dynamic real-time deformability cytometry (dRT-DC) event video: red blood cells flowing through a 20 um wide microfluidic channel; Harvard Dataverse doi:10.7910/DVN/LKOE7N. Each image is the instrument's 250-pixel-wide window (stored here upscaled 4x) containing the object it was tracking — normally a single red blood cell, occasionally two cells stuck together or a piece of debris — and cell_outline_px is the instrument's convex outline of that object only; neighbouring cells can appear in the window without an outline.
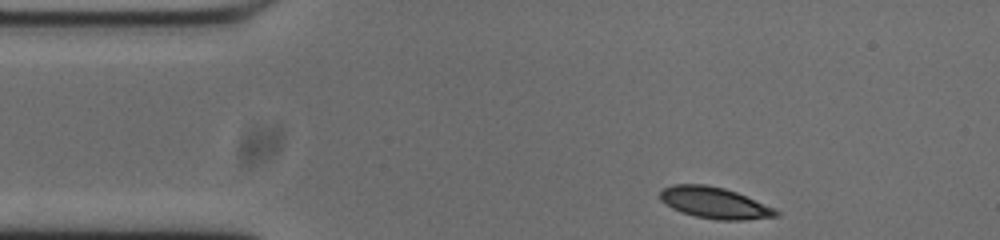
{"species": "common noctule bat (a hibernating species)", "species_latin": "Nyctalus noctula", "temperature_condition": "cold", "stored_images_in_passage": 47, "camera_frame_rate_fps": 3000, "um_per_image_px": 0.085, "animal": {"sex": "male", "body_mass_g": 20.0, "forearm_length_mm": 53.3}, "frame": {"image": 1, "passage_image": 1, "time_ms": 0.0, "image_size_px": [1000, 240], "cell_outline_px": [[780, 216], [740, 220], [716, 220], [696, 216], [680, 212], [664, 204], [660, 200], [660, 192], [664, 188], [672, 184], [704, 184], [724, 188], [736, 192], [776, 208], [780, 212]], "centroid_in_image_um": [60.74, 17.24], "position_along_channel_um": 24.3, "area_um2": 21.27}}
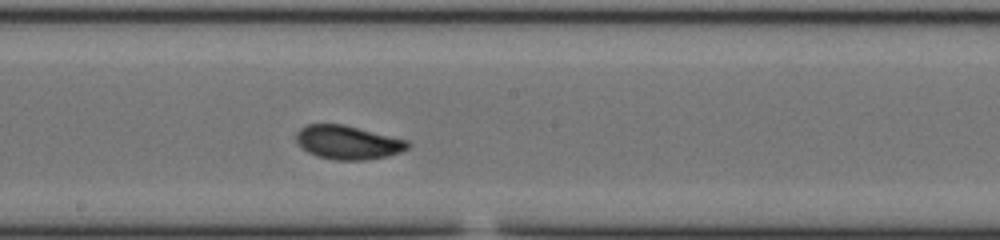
{"frame": {"image": 2, "passage_image": 21, "time_ms": 6.667, "image_size_px": [1000, 240], "cell_outline_px": [[412, 144], [408, 148], [400, 152], [388, 156], [364, 160], [336, 160], [316, 156], [308, 152], [296, 140], [296, 132], [300, 128], [308, 124], [344, 124], [408, 140]], "centroid_in_image_um": [29.59, 12.1], "position_along_channel_um": 218.6, "area_um2": 21.96}}
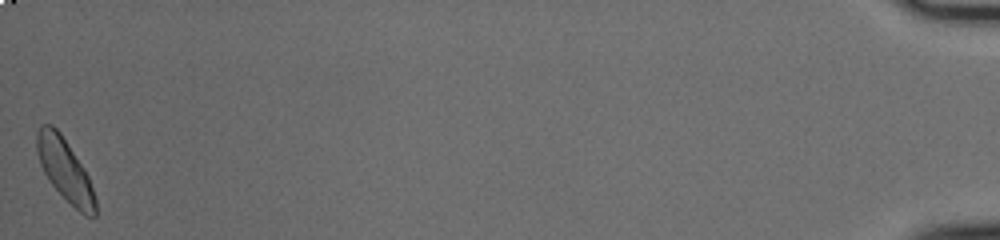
{"frame": {"image": 3, "passage_image": 47, "time_ms": 15.333, "image_size_px": [1000, 240], "cell_outline_px": [[96, 216], [84, 216], [52, 184], [44, 172], [40, 164], [36, 152], [36, 132], [40, 124], [52, 124], [60, 132], [88, 176], [96, 200]], "centroid_in_image_um": [5.49, 14.4], "position_along_channel_um": 429.7, "area_um2": 20.81}, "authors_computed_cell_mechanics": {"area_um2": 21.2126, "velocity_mm_per_s": 3.7032, "shape_relaxation_time_tau1_ms": 3.3582, "shape_relaxation_time_tau2_ms": 3.0095, "deformation_change_tau1": 0.1267, "deformation_change_tau2": 0.0683}}